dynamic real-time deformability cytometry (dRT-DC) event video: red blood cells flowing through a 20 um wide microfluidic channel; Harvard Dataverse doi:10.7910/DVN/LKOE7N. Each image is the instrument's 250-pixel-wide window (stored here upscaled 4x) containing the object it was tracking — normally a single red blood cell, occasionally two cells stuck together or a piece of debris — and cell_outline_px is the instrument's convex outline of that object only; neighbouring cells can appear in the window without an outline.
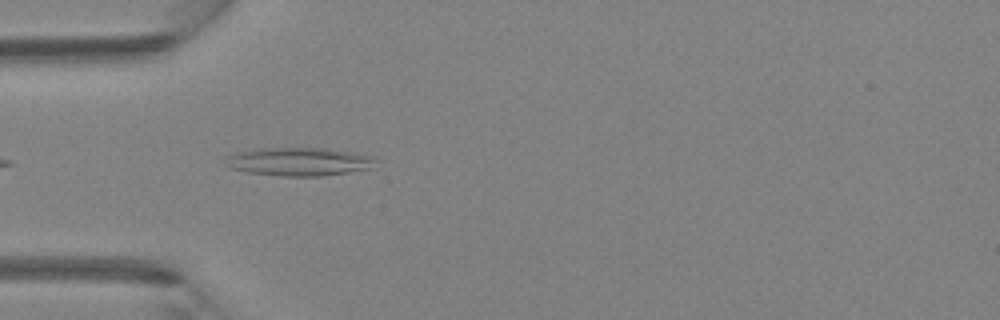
{"species": "Egyptian fruit bat (a non-hibernating species)", "species_latin": "Rousettus aegyptiacus", "temperature_condition": "room temperature", "stored_images_in_passage": 33, "camera_frame_rate_fps": 3000, "um_per_image_px": 0.085, "animal": {"sex": "female"}, "frame": {"image": 1, "passage_image": 2, "time_ms": 0.333, "image_size_px": [1000, 320], "cell_outline_px": [[376, 160], [368, 168], [348, 172], [324, 176], [280, 176], [248, 172], [228, 168], [224, 156], [236, 152], [260, 148], [324, 148], [352, 152], [376, 156]], "centroid_in_image_um": [25.36, 13.73], "position_along_channel_um": 59.6, "area_um2": 24.8}}
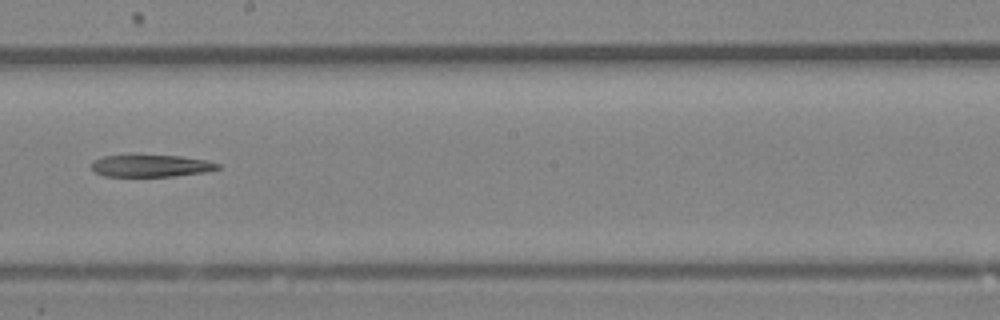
{"frame": {"image": 2, "passage_image": 14, "time_ms": 4.333, "image_size_px": [1000, 320], "cell_outline_px": [[220, 168], [204, 172], [172, 176], [104, 176], [96, 172], [92, 168], [92, 160], [104, 156], [180, 156], [204, 160], [220, 164]], "centroid_in_image_um": [12.82, 14.1], "position_along_channel_um": 235.4, "area_um2": 15.84}}
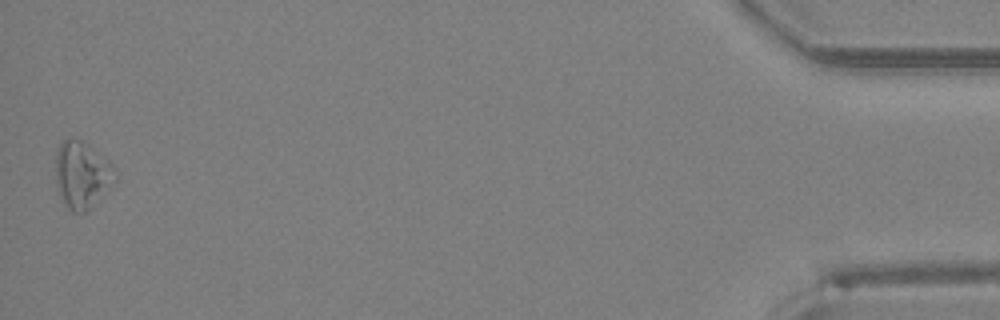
{"frame": {"image": 3, "passage_image": 33, "time_ms": 10.667, "image_size_px": [1000, 320], "cell_outline_px": [[116, 180], [84, 212], [72, 212], [64, 204], [60, 196], [56, 184], [56, 152], [60, 144], [64, 140], [80, 140], [108, 160], [116, 168]], "centroid_in_image_um": [6.95, 14.86], "position_along_channel_um": 428.2, "area_um2": 22.6}}